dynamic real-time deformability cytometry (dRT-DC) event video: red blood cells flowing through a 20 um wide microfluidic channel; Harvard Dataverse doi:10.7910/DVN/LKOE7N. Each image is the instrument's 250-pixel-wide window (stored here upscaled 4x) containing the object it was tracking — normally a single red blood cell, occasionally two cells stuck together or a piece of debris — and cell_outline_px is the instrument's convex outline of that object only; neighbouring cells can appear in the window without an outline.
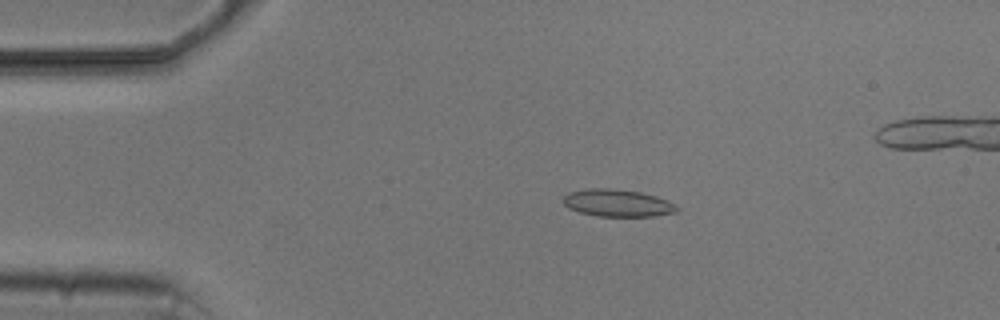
{"species": "common noctule bat (a hibernating species)", "species_latin": "Nyctalus noctula", "temperature_condition": "cold", "stored_images_in_passage": 8, "camera_frame_rate_fps": 3000, "um_per_image_px": 0.085, "animal": {"sex": "male", "body_mass_g": 20.5, "forearm_length_mm": 52.5}, "frame": {"image": 1, "passage_image": 3, "time_ms": 2.333, "image_size_px": [1000, 320], "cell_outline_px": [[680, 208], [676, 212], [652, 216], [596, 216], [580, 212], [568, 208], [564, 204], [564, 196], [568, 192], [588, 188], [612, 188], [640, 192], [656, 196], [668, 200], [676, 204]], "centroid_in_image_um": [52.5, 17.25], "position_along_channel_um": 32.5, "area_um2": 18.15}}